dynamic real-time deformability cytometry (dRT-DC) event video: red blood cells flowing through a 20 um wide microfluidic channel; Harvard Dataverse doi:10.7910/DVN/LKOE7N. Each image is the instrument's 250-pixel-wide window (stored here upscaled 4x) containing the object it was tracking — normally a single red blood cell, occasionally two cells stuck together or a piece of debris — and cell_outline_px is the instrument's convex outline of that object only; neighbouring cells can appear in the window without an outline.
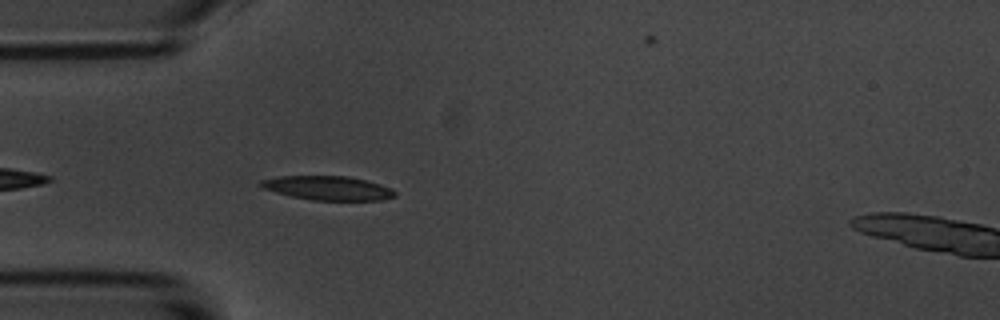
{"species": "common noctule bat (a hibernating species)", "species_latin": "Nyctalus noctula", "temperature_condition": "room temperature", "stored_images_in_passage": 7, "camera_frame_rate_fps": 3000, "um_per_image_px": 0.085, "animal": {"sex": "male", "body_mass_g": 20.1, "forearm_length_mm": 53.5}, "frame": {"image": 1, "passage_image": 3, "time_ms": 0.667, "image_size_px": [1000, 320], "cell_outline_px": [[396, 196], [384, 200], [312, 200], [292, 196], [260, 188], [256, 184], [260, 180], [280, 176], [348, 176], [380, 184], [392, 188], [396, 192]], "centroid_in_image_um": [27.85, 15.98], "position_along_channel_um": 57.2, "area_um2": 18.9}}